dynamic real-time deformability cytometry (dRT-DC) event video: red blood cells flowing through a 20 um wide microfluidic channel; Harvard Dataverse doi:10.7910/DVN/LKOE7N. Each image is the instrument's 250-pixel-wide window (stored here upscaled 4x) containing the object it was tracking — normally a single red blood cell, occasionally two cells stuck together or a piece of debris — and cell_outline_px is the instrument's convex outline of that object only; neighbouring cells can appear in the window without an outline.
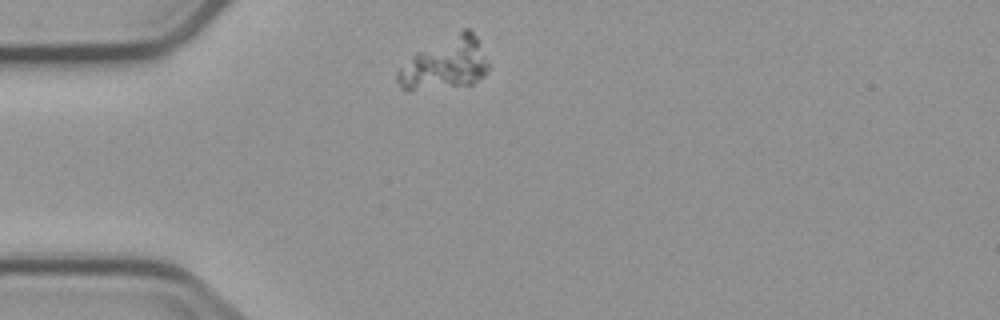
{"species": "common noctule bat (a hibernating species)", "species_latin": "Nyctalus noctula", "temperature_condition": "cold", "stored_images_in_passage": 8, "camera_frame_rate_fps": 3000, "um_per_image_px": 0.085, "animal": {"sex": "male", "body_mass_g": 23.1, "forearm_length_mm": 52.7}, "frame": {"image": 1, "passage_image": 1, "time_ms": 0.0, "image_size_px": [1000, 320], "cell_outline_px": [[488, 72], [484, 76], [472, 84], [408, 92], [400, 88], [396, 80], [396, 72], [416, 52], [460, 28], [468, 28], [476, 36], [488, 64]], "centroid_in_image_um": [37.8, 5.42], "position_along_channel_um": 47.2, "area_um2": 27.92}}
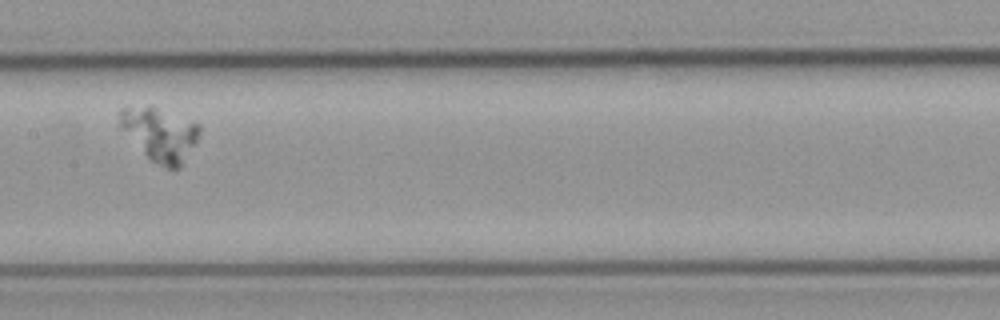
{"frame": {"image": 2, "passage_image": 5, "time_ms": 4.667, "image_size_px": [1000, 320], "cell_outline_px": [[200, 132], [196, 140], [180, 168], [168, 168], [152, 160], [120, 128], [120, 108], [152, 104], [200, 124]], "centroid_in_image_um": [13.6, 11.34], "position_along_channel_um": 193.8, "area_um2": 24.51}}
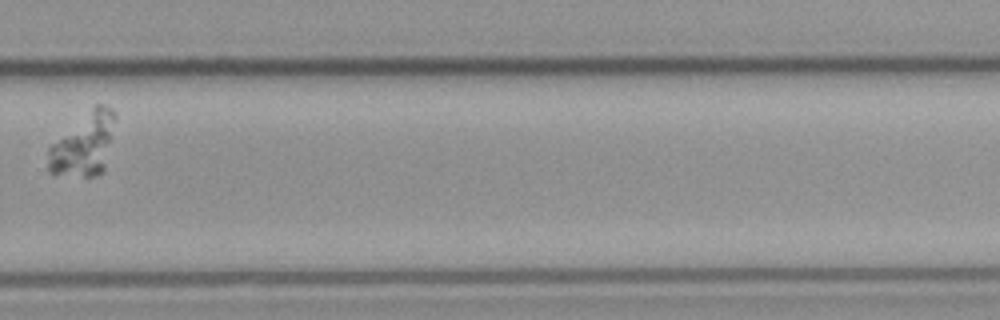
{"frame": {"image": 3, "passage_image": 8, "time_ms": 8.333, "image_size_px": [1000, 320], "cell_outline_px": [[116, 120], [104, 168], [100, 172], [92, 176], [84, 176], [48, 172], [48, 148], [52, 144], [96, 104], [100, 104], [112, 108], [116, 116]], "centroid_in_image_um": [7.14, 12.26], "position_along_channel_um": 322.7, "area_um2": 23.81}}